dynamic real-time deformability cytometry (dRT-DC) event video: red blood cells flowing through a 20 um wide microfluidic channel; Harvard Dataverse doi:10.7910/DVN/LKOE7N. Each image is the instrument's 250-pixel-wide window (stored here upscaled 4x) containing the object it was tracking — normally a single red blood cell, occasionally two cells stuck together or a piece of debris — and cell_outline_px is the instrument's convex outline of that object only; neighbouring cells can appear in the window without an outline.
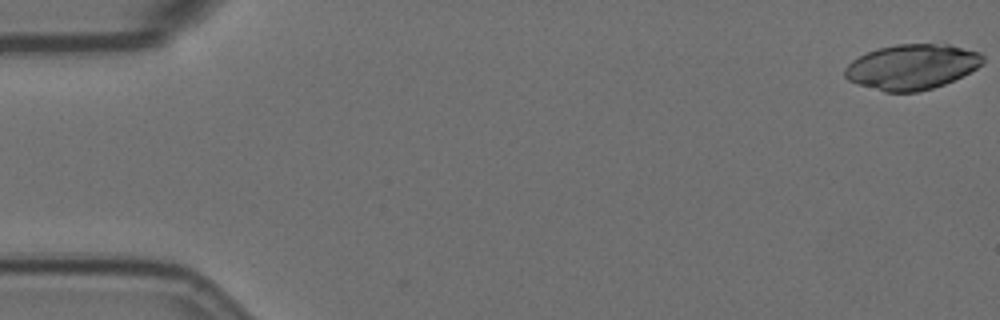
{"species": "Egyptian fruit bat (a non-hibernating species)", "species_latin": "Rousettus aegyptiacus", "temperature_condition": "room temperature", "stored_images_in_passage": 58, "camera_frame_rate_fps": 3000, "um_per_image_px": 0.085, "animal": {"sex": "female"}, "frame": {"image": 1, "passage_image": 1, "time_ms": 0.0, "image_size_px": [1000, 320], "cell_outline_px": [[984, 60], [976, 68], [944, 84], [932, 88], [916, 92], [884, 92], [848, 80], [844, 76], [844, 68], [852, 60], [868, 52], [880, 48], [896, 44], [948, 44], [980, 52], [984, 56]], "centroid_in_image_um": [77.5, 5.67], "position_along_channel_um": 7.5, "area_um2": 36.01}}